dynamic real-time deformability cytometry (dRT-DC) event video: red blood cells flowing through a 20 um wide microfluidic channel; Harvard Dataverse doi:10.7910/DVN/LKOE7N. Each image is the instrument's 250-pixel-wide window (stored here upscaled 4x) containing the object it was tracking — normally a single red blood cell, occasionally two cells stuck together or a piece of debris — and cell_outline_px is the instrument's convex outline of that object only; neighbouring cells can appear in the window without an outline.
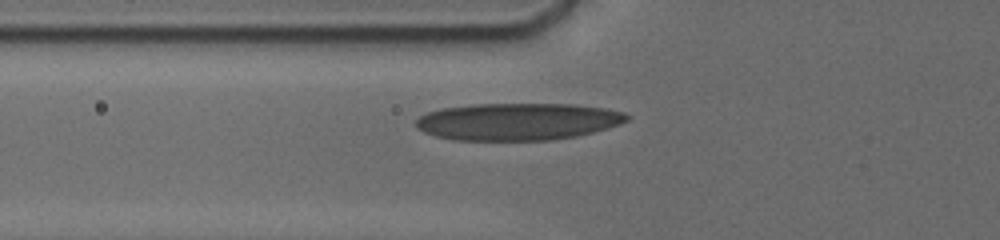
{"species": "human", "species_latin": "Homo sapiens", "temperature_condition": "cold", "stored_images_in_passage": 15, "camera_frame_rate_fps": 3000, "um_per_image_px": 0.085, "donor": {"sex": "male"}, "frame": {"image": 1, "passage_image": 14, "time_ms": 3.333, "image_size_px": [1000, 240], "cell_outline_px": [[632, 116], [628, 120], [620, 124], [592, 132], [576, 136], [548, 140], [452, 140], [436, 136], [424, 132], [416, 128], [416, 120], [420, 116], [428, 112], [440, 108], [472, 104], [572, 104], [604, 108], [624, 112]], "centroid_in_image_um": [43.99, 10.33], "position_along_channel_um": 81.8, "area_um2": 45.78}}